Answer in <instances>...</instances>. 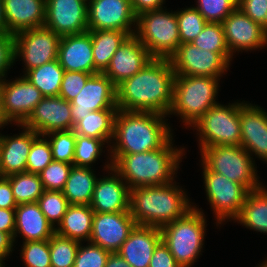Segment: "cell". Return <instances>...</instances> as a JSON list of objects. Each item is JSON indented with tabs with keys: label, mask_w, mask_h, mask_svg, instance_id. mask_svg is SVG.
Listing matches in <instances>:
<instances>
[{
	"label": "cell",
	"mask_w": 267,
	"mask_h": 267,
	"mask_svg": "<svg viewBox=\"0 0 267 267\" xmlns=\"http://www.w3.org/2000/svg\"><path fill=\"white\" fill-rule=\"evenodd\" d=\"M118 109L91 111L73 128L76 135L104 139L111 144L114 136V120Z\"/></svg>",
	"instance_id": "cell-32"
},
{
	"label": "cell",
	"mask_w": 267,
	"mask_h": 267,
	"mask_svg": "<svg viewBox=\"0 0 267 267\" xmlns=\"http://www.w3.org/2000/svg\"><path fill=\"white\" fill-rule=\"evenodd\" d=\"M220 78L175 75L172 106L168 113L180 117L190 128L216 105Z\"/></svg>",
	"instance_id": "cell-5"
},
{
	"label": "cell",
	"mask_w": 267,
	"mask_h": 267,
	"mask_svg": "<svg viewBox=\"0 0 267 267\" xmlns=\"http://www.w3.org/2000/svg\"><path fill=\"white\" fill-rule=\"evenodd\" d=\"M153 57L135 35L128 36L103 72L117 87L143 69Z\"/></svg>",
	"instance_id": "cell-22"
},
{
	"label": "cell",
	"mask_w": 267,
	"mask_h": 267,
	"mask_svg": "<svg viewBox=\"0 0 267 267\" xmlns=\"http://www.w3.org/2000/svg\"><path fill=\"white\" fill-rule=\"evenodd\" d=\"M9 124L11 125L12 123L8 120V118L4 114L2 92L0 89V129L3 130L2 127L5 128V126H7Z\"/></svg>",
	"instance_id": "cell-55"
},
{
	"label": "cell",
	"mask_w": 267,
	"mask_h": 267,
	"mask_svg": "<svg viewBox=\"0 0 267 267\" xmlns=\"http://www.w3.org/2000/svg\"><path fill=\"white\" fill-rule=\"evenodd\" d=\"M0 267H5V262H4V260H0Z\"/></svg>",
	"instance_id": "cell-58"
},
{
	"label": "cell",
	"mask_w": 267,
	"mask_h": 267,
	"mask_svg": "<svg viewBox=\"0 0 267 267\" xmlns=\"http://www.w3.org/2000/svg\"><path fill=\"white\" fill-rule=\"evenodd\" d=\"M183 9V10H182ZM176 10V18L179 28V36L181 43H191L199 33L202 32L207 21L194 7H186Z\"/></svg>",
	"instance_id": "cell-37"
},
{
	"label": "cell",
	"mask_w": 267,
	"mask_h": 267,
	"mask_svg": "<svg viewBox=\"0 0 267 267\" xmlns=\"http://www.w3.org/2000/svg\"><path fill=\"white\" fill-rule=\"evenodd\" d=\"M55 228L48 222L38 204L26 203L15 208V231L13 241L21 235L24 242L49 240Z\"/></svg>",
	"instance_id": "cell-27"
},
{
	"label": "cell",
	"mask_w": 267,
	"mask_h": 267,
	"mask_svg": "<svg viewBox=\"0 0 267 267\" xmlns=\"http://www.w3.org/2000/svg\"><path fill=\"white\" fill-rule=\"evenodd\" d=\"M17 205L35 203L44 188L39 174L22 172L8 176Z\"/></svg>",
	"instance_id": "cell-34"
},
{
	"label": "cell",
	"mask_w": 267,
	"mask_h": 267,
	"mask_svg": "<svg viewBox=\"0 0 267 267\" xmlns=\"http://www.w3.org/2000/svg\"><path fill=\"white\" fill-rule=\"evenodd\" d=\"M21 133L5 136L0 133V176L26 172V163L33 141L39 136L35 131L17 125Z\"/></svg>",
	"instance_id": "cell-23"
},
{
	"label": "cell",
	"mask_w": 267,
	"mask_h": 267,
	"mask_svg": "<svg viewBox=\"0 0 267 267\" xmlns=\"http://www.w3.org/2000/svg\"><path fill=\"white\" fill-rule=\"evenodd\" d=\"M206 216L202 208L193 205L183 217L160 228L161 240L181 267H191L204 248Z\"/></svg>",
	"instance_id": "cell-6"
},
{
	"label": "cell",
	"mask_w": 267,
	"mask_h": 267,
	"mask_svg": "<svg viewBox=\"0 0 267 267\" xmlns=\"http://www.w3.org/2000/svg\"><path fill=\"white\" fill-rule=\"evenodd\" d=\"M97 179L94 169L73 165L62 190L68 203L90 205Z\"/></svg>",
	"instance_id": "cell-30"
},
{
	"label": "cell",
	"mask_w": 267,
	"mask_h": 267,
	"mask_svg": "<svg viewBox=\"0 0 267 267\" xmlns=\"http://www.w3.org/2000/svg\"><path fill=\"white\" fill-rule=\"evenodd\" d=\"M136 19L130 0H91L88 3V30H119L130 36L135 34Z\"/></svg>",
	"instance_id": "cell-14"
},
{
	"label": "cell",
	"mask_w": 267,
	"mask_h": 267,
	"mask_svg": "<svg viewBox=\"0 0 267 267\" xmlns=\"http://www.w3.org/2000/svg\"><path fill=\"white\" fill-rule=\"evenodd\" d=\"M45 136L48 137L53 160L73 164L76 144L75 132L73 130L54 131Z\"/></svg>",
	"instance_id": "cell-39"
},
{
	"label": "cell",
	"mask_w": 267,
	"mask_h": 267,
	"mask_svg": "<svg viewBox=\"0 0 267 267\" xmlns=\"http://www.w3.org/2000/svg\"><path fill=\"white\" fill-rule=\"evenodd\" d=\"M93 215L90 205L70 204L55 232L80 243L84 241L83 244L89 242Z\"/></svg>",
	"instance_id": "cell-28"
},
{
	"label": "cell",
	"mask_w": 267,
	"mask_h": 267,
	"mask_svg": "<svg viewBox=\"0 0 267 267\" xmlns=\"http://www.w3.org/2000/svg\"><path fill=\"white\" fill-rule=\"evenodd\" d=\"M134 35L157 59H169L181 44L176 13L163 8L139 14Z\"/></svg>",
	"instance_id": "cell-7"
},
{
	"label": "cell",
	"mask_w": 267,
	"mask_h": 267,
	"mask_svg": "<svg viewBox=\"0 0 267 267\" xmlns=\"http://www.w3.org/2000/svg\"><path fill=\"white\" fill-rule=\"evenodd\" d=\"M58 61L64 71L94 74L92 39L89 31L63 36L58 47Z\"/></svg>",
	"instance_id": "cell-24"
},
{
	"label": "cell",
	"mask_w": 267,
	"mask_h": 267,
	"mask_svg": "<svg viewBox=\"0 0 267 267\" xmlns=\"http://www.w3.org/2000/svg\"><path fill=\"white\" fill-rule=\"evenodd\" d=\"M80 242L56 232L49 239L51 267H74Z\"/></svg>",
	"instance_id": "cell-35"
},
{
	"label": "cell",
	"mask_w": 267,
	"mask_h": 267,
	"mask_svg": "<svg viewBox=\"0 0 267 267\" xmlns=\"http://www.w3.org/2000/svg\"><path fill=\"white\" fill-rule=\"evenodd\" d=\"M15 201L8 177L0 176V208L15 209Z\"/></svg>",
	"instance_id": "cell-50"
},
{
	"label": "cell",
	"mask_w": 267,
	"mask_h": 267,
	"mask_svg": "<svg viewBox=\"0 0 267 267\" xmlns=\"http://www.w3.org/2000/svg\"><path fill=\"white\" fill-rule=\"evenodd\" d=\"M232 58L230 53L211 52L193 43H181L169 60L175 75L221 79L227 74Z\"/></svg>",
	"instance_id": "cell-11"
},
{
	"label": "cell",
	"mask_w": 267,
	"mask_h": 267,
	"mask_svg": "<svg viewBox=\"0 0 267 267\" xmlns=\"http://www.w3.org/2000/svg\"><path fill=\"white\" fill-rule=\"evenodd\" d=\"M174 79L170 60L153 58L137 74L116 87L118 110L156 112L168 116Z\"/></svg>",
	"instance_id": "cell-1"
},
{
	"label": "cell",
	"mask_w": 267,
	"mask_h": 267,
	"mask_svg": "<svg viewBox=\"0 0 267 267\" xmlns=\"http://www.w3.org/2000/svg\"><path fill=\"white\" fill-rule=\"evenodd\" d=\"M91 33L94 74L103 73L120 45L129 36L119 30H88Z\"/></svg>",
	"instance_id": "cell-31"
},
{
	"label": "cell",
	"mask_w": 267,
	"mask_h": 267,
	"mask_svg": "<svg viewBox=\"0 0 267 267\" xmlns=\"http://www.w3.org/2000/svg\"><path fill=\"white\" fill-rule=\"evenodd\" d=\"M194 6L207 22L222 23L237 7L238 0H197Z\"/></svg>",
	"instance_id": "cell-43"
},
{
	"label": "cell",
	"mask_w": 267,
	"mask_h": 267,
	"mask_svg": "<svg viewBox=\"0 0 267 267\" xmlns=\"http://www.w3.org/2000/svg\"><path fill=\"white\" fill-rule=\"evenodd\" d=\"M200 152V161L210 171L244 185L249 191L263 186L258 178L255 159L241 145L210 146Z\"/></svg>",
	"instance_id": "cell-8"
},
{
	"label": "cell",
	"mask_w": 267,
	"mask_h": 267,
	"mask_svg": "<svg viewBox=\"0 0 267 267\" xmlns=\"http://www.w3.org/2000/svg\"><path fill=\"white\" fill-rule=\"evenodd\" d=\"M176 181L130 189L129 211L137 225H163L183 217L193 204Z\"/></svg>",
	"instance_id": "cell-4"
},
{
	"label": "cell",
	"mask_w": 267,
	"mask_h": 267,
	"mask_svg": "<svg viewBox=\"0 0 267 267\" xmlns=\"http://www.w3.org/2000/svg\"><path fill=\"white\" fill-rule=\"evenodd\" d=\"M7 32L42 27L45 24V0H3Z\"/></svg>",
	"instance_id": "cell-26"
},
{
	"label": "cell",
	"mask_w": 267,
	"mask_h": 267,
	"mask_svg": "<svg viewBox=\"0 0 267 267\" xmlns=\"http://www.w3.org/2000/svg\"><path fill=\"white\" fill-rule=\"evenodd\" d=\"M13 246V238L8 233L0 231V260H6L12 254Z\"/></svg>",
	"instance_id": "cell-53"
},
{
	"label": "cell",
	"mask_w": 267,
	"mask_h": 267,
	"mask_svg": "<svg viewBox=\"0 0 267 267\" xmlns=\"http://www.w3.org/2000/svg\"><path fill=\"white\" fill-rule=\"evenodd\" d=\"M64 69L58 59L33 68L23 74L44 97L59 96Z\"/></svg>",
	"instance_id": "cell-33"
},
{
	"label": "cell",
	"mask_w": 267,
	"mask_h": 267,
	"mask_svg": "<svg viewBox=\"0 0 267 267\" xmlns=\"http://www.w3.org/2000/svg\"><path fill=\"white\" fill-rule=\"evenodd\" d=\"M53 161L48 138L39 135L32 143L26 163V172L39 174Z\"/></svg>",
	"instance_id": "cell-41"
},
{
	"label": "cell",
	"mask_w": 267,
	"mask_h": 267,
	"mask_svg": "<svg viewBox=\"0 0 267 267\" xmlns=\"http://www.w3.org/2000/svg\"><path fill=\"white\" fill-rule=\"evenodd\" d=\"M4 114L15 125H22L35 106L44 98L27 78L22 75L13 81L4 78L0 81Z\"/></svg>",
	"instance_id": "cell-15"
},
{
	"label": "cell",
	"mask_w": 267,
	"mask_h": 267,
	"mask_svg": "<svg viewBox=\"0 0 267 267\" xmlns=\"http://www.w3.org/2000/svg\"><path fill=\"white\" fill-rule=\"evenodd\" d=\"M200 49L217 53H230L225 41L222 23H210L204 26L201 33L191 42Z\"/></svg>",
	"instance_id": "cell-40"
},
{
	"label": "cell",
	"mask_w": 267,
	"mask_h": 267,
	"mask_svg": "<svg viewBox=\"0 0 267 267\" xmlns=\"http://www.w3.org/2000/svg\"><path fill=\"white\" fill-rule=\"evenodd\" d=\"M259 266H257V267H267V259H265L264 261H263V263H259L258 264Z\"/></svg>",
	"instance_id": "cell-57"
},
{
	"label": "cell",
	"mask_w": 267,
	"mask_h": 267,
	"mask_svg": "<svg viewBox=\"0 0 267 267\" xmlns=\"http://www.w3.org/2000/svg\"><path fill=\"white\" fill-rule=\"evenodd\" d=\"M149 267H181L161 240L155 247Z\"/></svg>",
	"instance_id": "cell-49"
},
{
	"label": "cell",
	"mask_w": 267,
	"mask_h": 267,
	"mask_svg": "<svg viewBox=\"0 0 267 267\" xmlns=\"http://www.w3.org/2000/svg\"><path fill=\"white\" fill-rule=\"evenodd\" d=\"M73 164L53 160L39 173L44 190L62 191Z\"/></svg>",
	"instance_id": "cell-42"
},
{
	"label": "cell",
	"mask_w": 267,
	"mask_h": 267,
	"mask_svg": "<svg viewBox=\"0 0 267 267\" xmlns=\"http://www.w3.org/2000/svg\"><path fill=\"white\" fill-rule=\"evenodd\" d=\"M136 225L130 211L94 212L89 242L99 245L110 253L118 252Z\"/></svg>",
	"instance_id": "cell-18"
},
{
	"label": "cell",
	"mask_w": 267,
	"mask_h": 267,
	"mask_svg": "<svg viewBox=\"0 0 267 267\" xmlns=\"http://www.w3.org/2000/svg\"><path fill=\"white\" fill-rule=\"evenodd\" d=\"M110 252L99 245L87 242L84 246L80 243L74 267H105Z\"/></svg>",
	"instance_id": "cell-45"
},
{
	"label": "cell",
	"mask_w": 267,
	"mask_h": 267,
	"mask_svg": "<svg viewBox=\"0 0 267 267\" xmlns=\"http://www.w3.org/2000/svg\"><path fill=\"white\" fill-rule=\"evenodd\" d=\"M22 125L39 135L73 130L71 102L60 96L44 97Z\"/></svg>",
	"instance_id": "cell-19"
},
{
	"label": "cell",
	"mask_w": 267,
	"mask_h": 267,
	"mask_svg": "<svg viewBox=\"0 0 267 267\" xmlns=\"http://www.w3.org/2000/svg\"><path fill=\"white\" fill-rule=\"evenodd\" d=\"M166 117L156 112L118 110L114 136L107 152L135 154L162 148L173 137Z\"/></svg>",
	"instance_id": "cell-3"
},
{
	"label": "cell",
	"mask_w": 267,
	"mask_h": 267,
	"mask_svg": "<svg viewBox=\"0 0 267 267\" xmlns=\"http://www.w3.org/2000/svg\"><path fill=\"white\" fill-rule=\"evenodd\" d=\"M133 12L136 16L142 12L157 10L164 7L165 0H130Z\"/></svg>",
	"instance_id": "cell-52"
},
{
	"label": "cell",
	"mask_w": 267,
	"mask_h": 267,
	"mask_svg": "<svg viewBox=\"0 0 267 267\" xmlns=\"http://www.w3.org/2000/svg\"><path fill=\"white\" fill-rule=\"evenodd\" d=\"M91 73L64 71L59 96L71 102L82 90Z\"/></svg>",
	"instance_id": "cell-46"
},
{
	"label": "cell",
	"mask_w": 267,
	"mask_h": 267,
	"mask_svg": "<svg viewBox=\"0 0 267 267\" xmlns=\"http://www.w3.org/2000/svg\"><path fill=\"white\" fill-rule=\"evenodd\" d=\"M199 150L210 146L241 145L240 102L217 103L192 126Z\"/></svg>",
	"instance_id": "cell-9"
},
{
	"label": "cell",
	"mask_w": 267,
	"mask_h": 267,
	"mask_svg": "<svg viewBox=\"0 0 267 267\" xmlns=\"http://www.w3.org/2000/svg\"><path fill=\"white\" fill-rule=\"evenodd\" d=\"M237 7L267 30V0H238Z\"/></svg>",
	"instance_id": "cell-47"
},
{
	"label": "cell",
	"mask_w": 267,
	"mask_h": 267,
	"mask_svg": "<svg viewBox=\"0 0 267 267\" xmlns=\"http://www.w3.org/2000/svg\"><path fill=\"white\" fill-rule=\"evenodd\" d=\"M60 39L59 35L45 26L22 30L14 34V62L19 59L24 62V74L52 62L58 58Z\"/></svg>",
	"instance_id": "cell-12"
},
{
	"label": "cell",
	"mask_w": 267,
	"mask_h": 267,
	"mask_svg": "<svg viewBox=\"0 0 267 267\" xmlns=\"http://www.w3.org/2000/svg\"><path fill=\"white\" fill-rule=\"evenodd\" d=\"M173 137L162 147L135 154H108L112 167L127 183L129 189L165 185L175 181L185 148H177ZM174 145V146H173ZM177 172V173H176Z\"/></svg>",
	"instance_id": "cell-2"
},
{
	"label": "cell",
	"mask_w": 267,
	"mask_h": 267,
	"mask_svg": "<svg viewBox=\"0 0 267 267\" xmlns=\"http://www.w3.org/2000/svg\"><path fill=\"white\" fill-rule=\"evenodd\" d=\"M105 267H131L125 260L122 258L118 252L110 253L106 260Z\"/></svg>",
	"instance_id": "cell-54"
},
{
	"label": "cell",
	"mask_w": 267,
	"mask_h": 267,
	"mask_svg": "<svg viewBox=\"0 0 267 267\" xmlns=\"http://www.w3.org/2000/svg\"><path fill=\"white\" fill-rule=\"evenodd\" d=\"M225 41L233 57L236 51H254L267 46V30L236 7L222 22Z\"/></svg>",
	"instance_id": "cell-16"
},
{
	"label": "cell",
	"mask_w": 267,
	"mask_h": 267,
	"mask_svg": "<svg viewBox=\"0 0 267 267\" xmlns=\"http://www.w3.org/2000/svg\"><path fill=\"white\" fill-rule=\"evenodd\" d=\"M8 33L4 17L3 0H0V34Z\"/></svg>",
	"instance_id": "cell-56"
},
{
	"label": "cell",
	"mask_w": 267,
	"mask_h": 267,
	"mask_svg": "<svg viewBox=\"0 0 267 267\" xmlns=\"http://www.w3.org/2000/svg\"><path fill=\"white\" fill-rule=\"evenodd\" d=\"M161 241L159 227L136 225L118 254L131 267H149L155 247Z\"/></svg>",
	"instance_id": "cell-25"
},
{
	"label": "cell",
	"mask_w": 267,
	"mask_h": 267,
	"mask_svg": "<svg viewBox=\"0 0 267 267\" xmlns=\"http://www.w3.org/2000/svg\"><path fill=\"white\" fill-rule=\"evenodd\" d=\"M21 247L25 267H51L49 240L24 242Z\"/></svg>",
	"instance_id": "cell-44"
},
{
	"label": "cell",
	"mask_w": 267,
	"mask_h": 267,
	"mask_svg": "<svg viewBox=\"0 0 267 267\" xmlns=\"http://www.w3.org/2000/svg\"><path fill=\"white\" fill-rule=\"evenodd\" d=\"M102 109H118L116 86L104 73H96L88 78L80 93L71 101L73 128L91 111Z\"/></svg>",
	"instance_id": "cell-13"
},
{
	"label": "cell",
	"mask_w": 267,
	"mask_h": 267,
	"mask_svg": "<svg viewBox=\"0 0 267 267\" xmlns=\"http://www.w3.org/2000/svg\"><path fill=\"white\" fill-rule=\"evenodd\" d=\"M206 198L215 216L216 226L234 220L244 204L249 190L222 174L210 171L202 162Z\"/></svg>",
	"instance_id": "cell-10"
},
{
	"label": "cell",
	"mask_w": 267,
	"mask_h": 267,
	"mask_svg": "<svg viewBox=\"0 0 267 267\" xmlns=\"http://www.w3.org/2000/svg\"><path fill=\"white\" fill-rule=\"evenodd\" d=\"M14 63V34H0V81L7 78L8 69Z\"/></svg>",
	"instance_id": "cell-48"
},
{
	"label": "cell",
	"mask_w": 267,
	"mask_h": 267,
	"mask_svg": "<svg viewBox=\"0 0 267 267\" xmlns=\"http://www.w3.org/2000/svg\"><path fill=\"white\" fill-rule=\"evenodd\" d=\"M84 2H86L87 4L91 1V0H82Z\"/></svg>",
	"instance_id": "cell-59"
},
{
	"label": "cell",
	"mask_w": 267,
	"mask_h": 267,
	"mask_svg": "<svg viewBox=\"0 0 267 267\" xmlns=\"http://www.w3.org/2000/svg\"><path fill=\"white\" fill-rule=\"evenodd\" d=\"M267 187L250 191L242 205L235 223L247 227L250 230L267 235Z\"/></svg>",
	"instance_id": "cell-29"
},
{
	"label": "cell",
	"mask_w": 267,
	"mask_h": 267,
	"mask_svg": "<svg viewBox=\"0 0 267 267\" xmlns=\"http://www.w3.org/2000/svg\"><path fill=\"white\" fill-rule=\"evenodd\" d=\"M104 170L109 174L97 179L90 207L99 213L129 211V186L112 167L111 161H107Z\"/></svg>",
	"instance_id": "cell-20"
},
{
	"label": "cell",
	"mask_w": 267,
	"mask_h": 267,
	"mask_svg": "<svg viewBox=\"0 0 267 267\" xmlns=\"http://www.w3.org/2000/svg\"><path fill=\"white\" fill-rule=\"evenodd\" d=\"M48 222L56 229L67 211L68 200L62 191L44 190L36 202Z\"/></svg>",
	"instance_id": "cell-38"
},
{
	"label": "cell",
	"mask_w": 267,
	"mask_h": 267,
	"mask_svg": "<svg viewBox=\"0 0 267 267\" xmlns=\"http://www.w3.org/2000/svg\"><path fill=\"white\" fill-rule=\"evenodd\" d=\"M0 231L8 233L13 238L15 231V209L0 208Z\"/></svg>",
	"instance_id": "cell-51"
},
{
	"label": "cell",
	"mask_w": 267,
	"mask_h": 267,
	"mask_svg": "<svg viewBox=\"0 0 267 267\" xmlns=\"http://www.w3.org/2000/svg\"><path fill=\"white\" fill-rule=\"evenodd\" d=\"M44 26L60 37L88 31V4L82 0H45Z\"/></svg>",
	"instance_id": "cell-17"
},
{
	"label": "cell",
	"mask_w": 267,
	"mask_h": 267,
	"mask_svg": "<svg viewBox=\"0 0 267 267\" xmlns=\"http://www.w3.org/2000/svg\"><path fill=\"white\" fill-rule=\"evenodd\" d=\"M105 144H107L106 148L110 147V144L104 139L76 135L73 165L93 168L92 164L100 159Z\"/></svg>",
	"instance_id": "cell-36"
},
{
	"label": "cell",
	"mask_w": 267,
	"mask_h": 267,
	"mask_svg": "<svg viewBox=\"0 0 267 267\" xmlns=\"http://www.w3.org/2000/svg\"><path fill=\"white\" fill-rule=\"evenodd\" d=\"M241 146L252 157L267 164V112L262 107L240 102Z\"/></svg>",
	"instance_id": "cell-21"
}]
</instances>
